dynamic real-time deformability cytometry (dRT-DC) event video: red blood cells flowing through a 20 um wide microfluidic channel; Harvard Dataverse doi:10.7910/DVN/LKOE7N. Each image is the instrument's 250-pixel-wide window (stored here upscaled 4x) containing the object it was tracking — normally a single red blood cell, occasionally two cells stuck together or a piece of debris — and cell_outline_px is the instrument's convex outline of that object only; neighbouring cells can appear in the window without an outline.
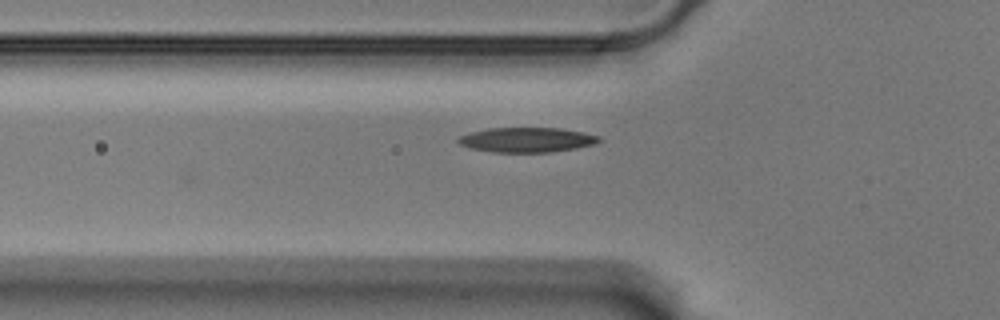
{"species": "Egyptian fruit bat (a non-hibernating species)", "species_latin": "Rousettus aegyptiacus", "temperature_condition": "warm", "stored_images_in_passage": 41, "camera_frame_rate_fps": 3000, "um_per_image_px": 0.085, "animal": {"sex": "male"}, "frame": {"image": 1, "passage_image": 2, "time_ms": 0.333, "image_size_px": [1000, 320], "cell_outline_px": [[604, 140], [592, 144], [576, 148], [548, 152], [492, 152], [468, 148], [460, 144], [456, 140], [460, 136], [472, 132], [488, 128], [560, 128], [584, 132], [600, 136]], "centroid_in_image_um": [44.79, 11.88], "position_along_channel_um": 81.0, "area_um2": 20.35}}
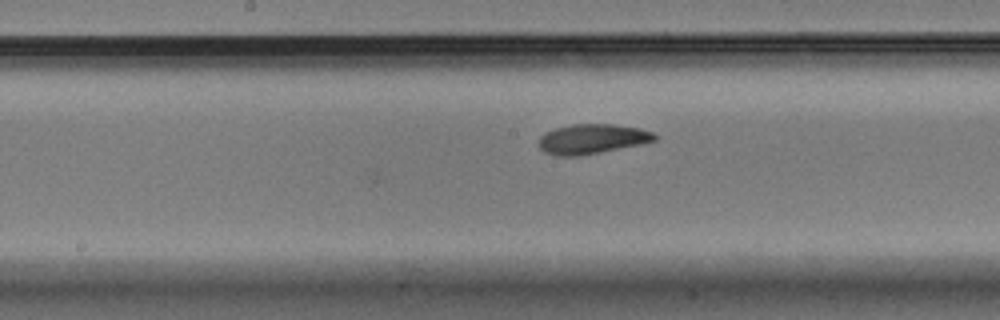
{"frame": {"image": 2, "passage_image": 12, "time_ms": 3.667, "image_size_px": [1000, 320], "cell_outline_px": [[656, 140], [600, 152], [576, 156], [556, 156], [544, 152], [540, 148], [540, 136], [544, 132], [556, 128], [572, 124], [612, 124], [640, 128], [652, 132], [656, 136]], "centroid_in_image_um": [50.28, 11.8], "position_along_channel_um": 197.9, "area_um2": 19.83}}
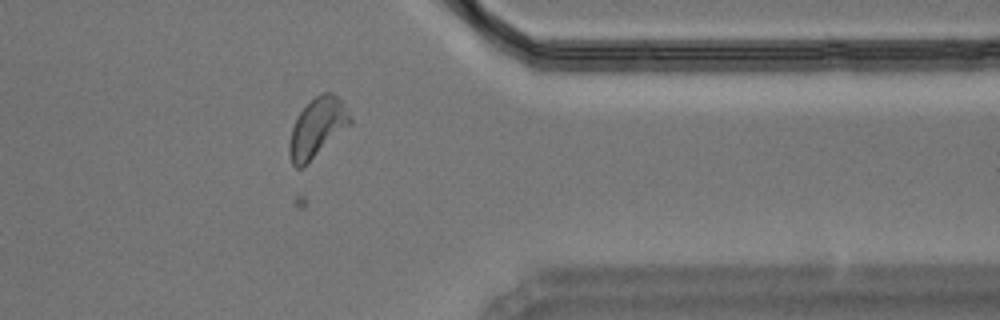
{"frame": {"image": 3, "passage_image": 29, "time_ms": 9.333, "image_size_px": [1000, 320], "cell_outline_px": [[352, 120], [308, 164], [300, 168], [296, 168], [292, 164], [288, 152], [288, 144], [292, 128], [300, 112], [316, 96], [324, 92], [332, 92], [340, 100]], "centroid_in_image_um": [26.9, 10.89], "position_along_channel_um": 384.5, "area_um2": 20.23}}